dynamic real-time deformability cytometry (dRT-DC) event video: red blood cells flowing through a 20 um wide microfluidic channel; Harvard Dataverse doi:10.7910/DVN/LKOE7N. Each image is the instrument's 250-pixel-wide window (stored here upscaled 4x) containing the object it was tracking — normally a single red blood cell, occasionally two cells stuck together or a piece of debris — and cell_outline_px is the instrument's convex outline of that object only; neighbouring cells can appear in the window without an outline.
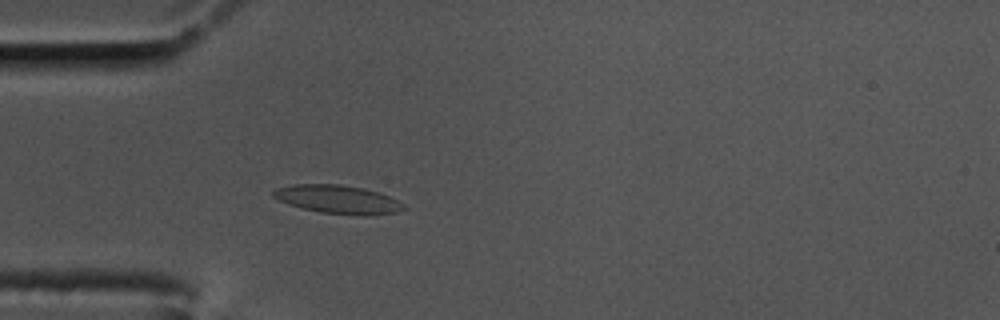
{"species": "common noctule bat (a hibernating species)", "species_latin": "Nyctalus noctula", "temperature_condition": "cold", "stored_images_in_passage": 42, "camera_frame_rate_fps": 3000, "um_per_image_px": 0.085, "animal": {"sex": "male", "body_mass_g": 17.5, "forearm_length_mm": 52.3}, "frame": {"image": 1, "passage_image": 1, "time_ms": 0.0, "image_size_px": [1000, 320], "cell_outline_px": [[408, 208], [396, 212], [364, 216], [320, 212], [288, 204], [272, 196], [272, 192], [276, 188], [292, 184], [340, 184], [364, 188], [380, 192], [404, 204]], "centroid_in_image_um": [28.73, 16.94], "position_along_channel_um": 56.3, "area_um2": 21.62}}
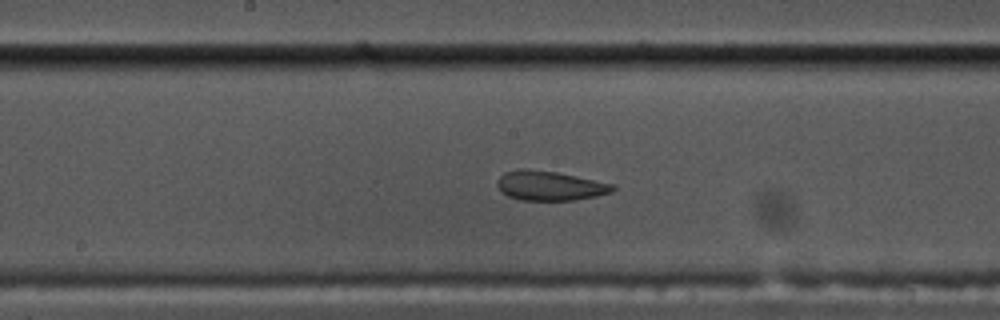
{"frame": {"image": 2, "passage_image": 14, "time_ms": 4.333, "image_size_px": [1000, 320], "cell_outline_px": [[616, 188], [612, 192], [596, 196], [572, 200], [520, 200], [508, 196], [500, 192], [496, 184], [496, 180], [504, 172], [520, 168], [524, 168], [556, 172], [616, 184]], "centroid_in_image_um": [46.71, 15.78], "position_along_channel_um": 201.5, "area_um2": 20.06}}
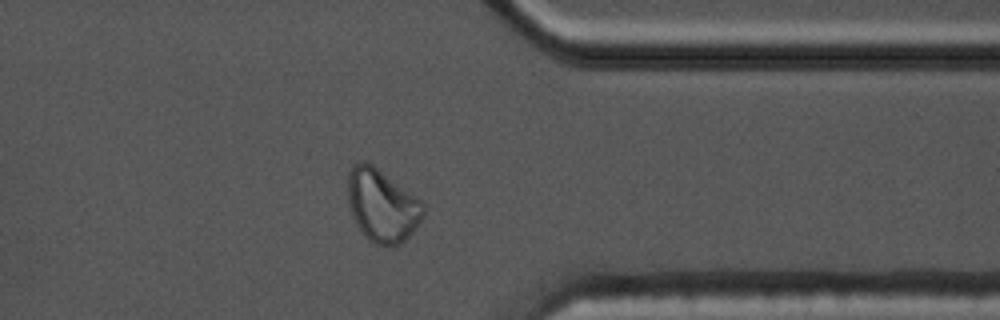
{"frame": {"image": 3, "passage_image": 30, "time_ms": 9.667, "image_size_px": [1000, 320], "cell_outline_px": [[424, 216], [416, 228], [400, 244], [376, 244], [356, 224], [352, 216], [348, 200], [348, 172], [352, 164], [360, 160], [364, 160], [372, 164], [416, 196], [424, 204]], "centroid_in_image_um": [32.47, 17.41], "position_along_channel_um": 378.9, "area_um2": 31.62}, "authors_computed_cell_mechanics": {"area_um2": 21.4727, "velocity_mm_per_s": 3.4642, "shape_relaxation_time_tau1_ms": null, "shape_relaxation_time_tau2_ms": 1.609, "deformation_change_tau1": null, "deformation_change_tau2": 0.0739}}